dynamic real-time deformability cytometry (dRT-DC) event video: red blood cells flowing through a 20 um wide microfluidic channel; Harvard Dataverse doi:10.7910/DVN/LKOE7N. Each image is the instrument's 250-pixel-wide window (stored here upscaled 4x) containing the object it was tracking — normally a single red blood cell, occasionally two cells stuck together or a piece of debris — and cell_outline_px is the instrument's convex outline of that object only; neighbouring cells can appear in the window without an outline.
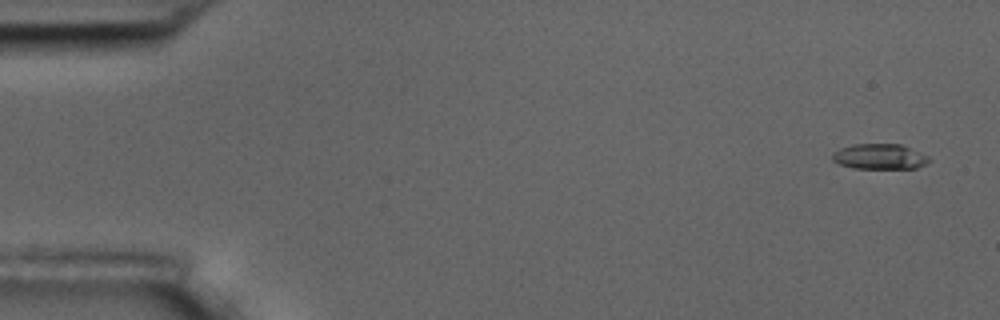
{"species": "common noctule bat (a hibernating species)", "species_latin": "Nyctalus noctula", "temperature_condition": "room temperature", "stored_images_in_passage": 5, "camera_frame_rate_fps": 3000, "um_per_image_px": 0.085, "animal": {"sex": "male", "body_mass_g": 17.5, "forearm_length_mm": 52.3}, "frame": {"image": 1, "passage_image": 1, "time_ms": 0.0, "image_size_px": [1000, 320], "cell_outline_px": [[932, 160], [916, 168], [852, 168], [840, 164], [832, 160], [832, 152], [840, 148], [852, 144], [900, 144], [928, 156]], "centroid_in_image_um": [74.74, 13.3], "position_along_channel_um": 10.3, "area_um2": 14.22}}
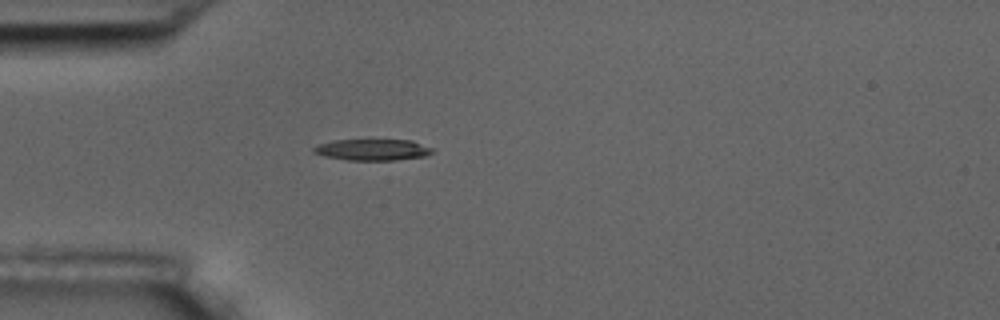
{"frame": {"image": 2, "passage_image": 5, "time_ms": 4.667, "image_size_px": [1000, 320], "cell_outline_px": [[432, 152], [424, 156], [396, 160], [348, 160], [324, 156], [312, 152], [312, 148], [316, 144], [332, 140], [412, 140], [432, 148]], "centroid_in_image_um": [31.6, 12.72], "position_along_channel_um": 53.4, "area_um2": 14.74}}